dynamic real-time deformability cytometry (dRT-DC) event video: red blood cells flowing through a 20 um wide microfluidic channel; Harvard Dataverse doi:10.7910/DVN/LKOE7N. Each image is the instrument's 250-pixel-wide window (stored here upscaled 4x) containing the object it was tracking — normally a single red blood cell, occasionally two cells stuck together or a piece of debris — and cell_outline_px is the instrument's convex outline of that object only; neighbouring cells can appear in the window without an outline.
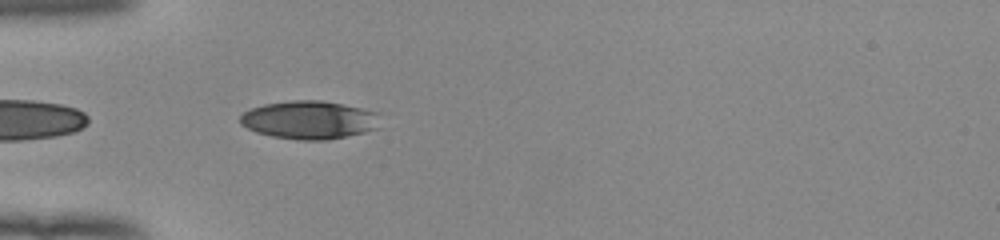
{"species": "human", "species_latin": "Homo sapiens", "temperature_condition": "room temperature", "stored_images_in_passage": 24, "camera_frame_rate_fps": 3000, "um_per_image_px": 0.085, "donor": {"sex": "female"}, "frame": {"image": 1, "passage_image": 2, "time_ms": 0.333, "image_size_px": [1000, 240], "cell_outline_px": [[384, 128], [328, 140], [300, 140], [272, 136], [256, 132], [240, 124], [240, 116], [244, 112], [252, 108], [264, 104], [292, 100], [320, 100], [380, 112]], "centroid_in_image_um": [26.39, 10.2], "position_along_channel_um": 58.6, "area_um2": 31.62}}
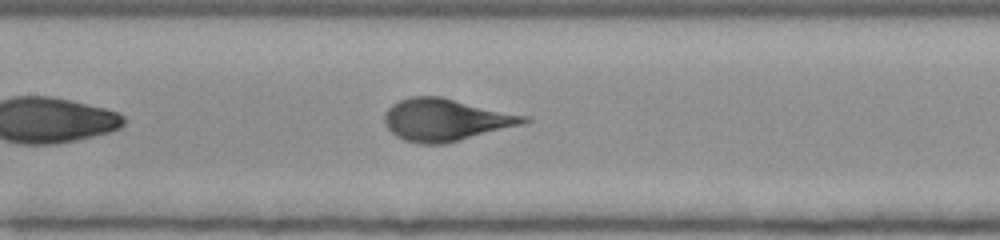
{"frame": {"image": 2, "passage_image": 11, "time_ms": 3.333, "image_size_px": [1000, 240], "cell_outline_px": [[532, 120], [524, 124], [444, 144], [420, 144], [404, 140], [396, 136], [384, 124], [384, 116], [388, 108], [392, 104], [408, 96], [440, 96], [532, 116]], "centroid_in_image_um": [37.93, 10.17], "position_along_channel_um": 169.5, "area_um2": 34.62}}
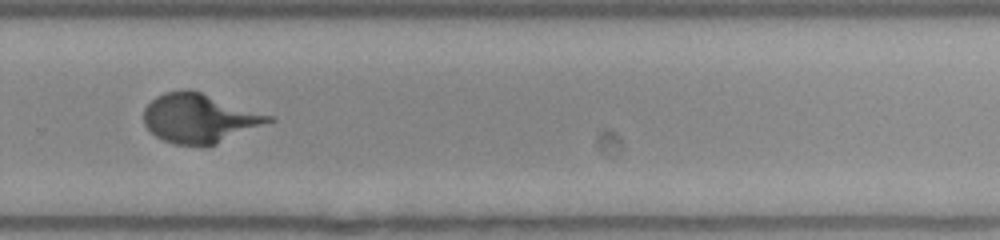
{"frame": {"image": 3, "passage_image": 22, "time_ms": 7.0, "image_size_px": [1000, 240], "cell_outline_px": [[276, 120], [208, 148], [172, 144], [156, 136], [144, 124], [144, 108], [156, 96], [164, 92], [184, 88], [188, 88], [276, 116]], "centroid_in_image_um": [16.99, 10.07], "position_along_channel_um": 312.8, "area_um2": 36.59}}